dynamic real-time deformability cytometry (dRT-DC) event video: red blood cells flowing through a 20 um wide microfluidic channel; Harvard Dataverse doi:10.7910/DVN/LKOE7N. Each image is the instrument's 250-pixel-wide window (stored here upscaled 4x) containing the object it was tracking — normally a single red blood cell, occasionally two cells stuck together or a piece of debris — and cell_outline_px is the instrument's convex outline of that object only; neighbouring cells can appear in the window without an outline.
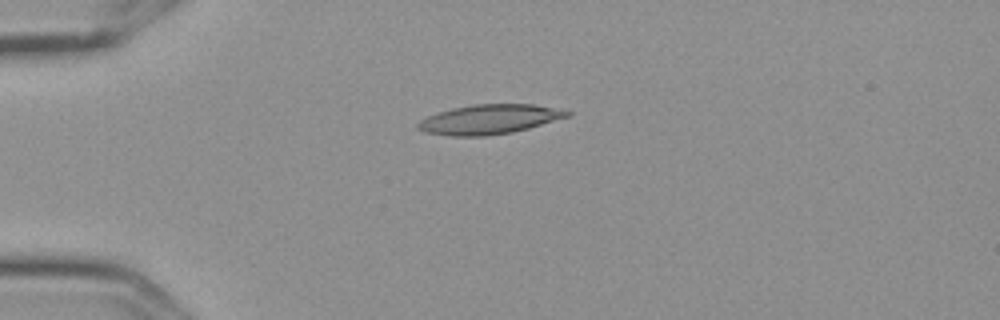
{"species": "Egyptian fruit bat (a non-hibernating species)", "species_latin": "Rousettus aegyptiacus", "temperature_condition": "cold", "stored_images_in_passage": 3, "camera_frame_rate_fps": 3000, "um_per_image_px": 0.085, "frame": {"image": 1, "passage_image": 2, "time_ms": 0.333, "image_size_px": [1000, 320], "cell_outline_px": [[572, 116], [528, 128], [512, 132], [484, 136], [452, 136], [424, 132], [416, 128], [416, 124], [420, 120], [428, 116], [452, 108], [472, 104], [532, 104], [572, 112]], "centroid_in_image_um": [41.57, 10.14], "position_along_channel_um": 43.4, "area_um2": 25.61}}